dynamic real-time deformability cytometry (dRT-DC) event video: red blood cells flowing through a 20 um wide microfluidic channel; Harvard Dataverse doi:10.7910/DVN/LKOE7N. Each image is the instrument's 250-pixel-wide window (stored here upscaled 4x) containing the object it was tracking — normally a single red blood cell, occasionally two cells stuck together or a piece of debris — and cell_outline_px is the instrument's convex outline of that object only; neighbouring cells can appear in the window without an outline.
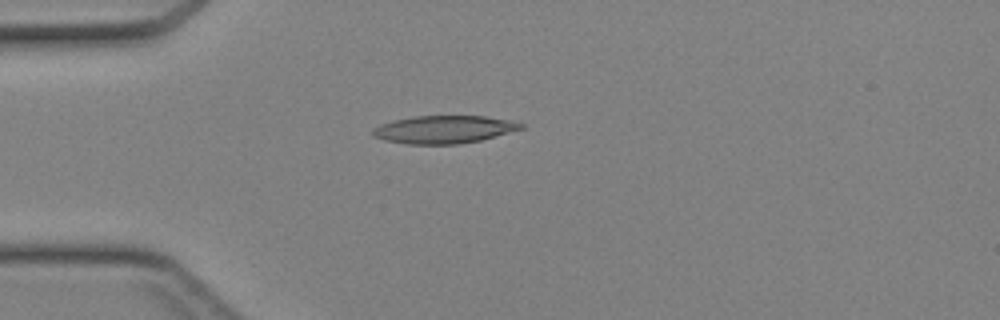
{"species": "Egyptian fruit bat (a non-hibernating species)", "species_latin": "Rousettus aegyptiacus", "temperature_condition": "cold", "stored_images_in_passage": 33, "camera_frame_rate_fps": 3000, "um_per_image_px": 0.085, "animal": {"sex": "female"}, "frame": {"image": 1, "passage_image": 1, "time_ms": 0.0, "image_size_px": [1000, 320], "cell_outline_px": [[524, 128], [480, 140], [456, 144], [408, 144], [384, 140], [372, 136], [372, 128], [380, 124], [392, 120], [416, 116], [484, 116], [512, 120], [524, 124]], "centroid_in_image_um": [37.71, 11.0], "position_along_channel_um": 47.3, "area_um2": 23.99}}
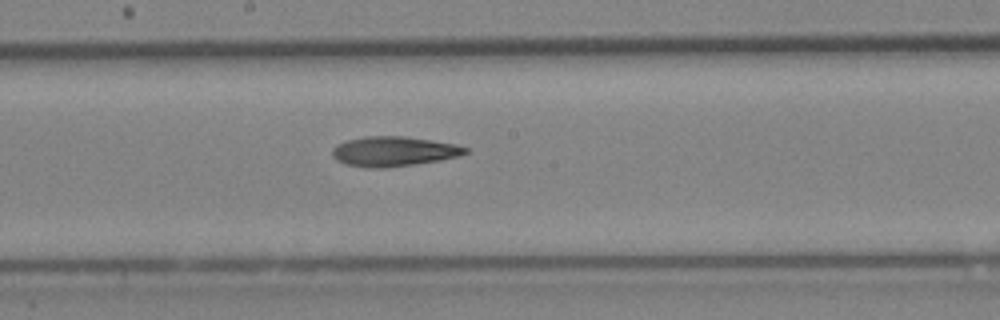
{"frame": {"image": 2, "passage_image": 13, "time_ms": 4.0, "image_size_px": [1000, 320], "cell_outline_px": [[468, 152], [460, 156], [440, 160], [384, 168], [368, 168], [348, 164], [336, 160], [332, 156], [332, 148], [336, 144], [348, 140], [364, 136], [404, 136], [432, 140], [456, 144], [468, 148]], "centroid_in_image_um": [33.46, 12.86], "position_along_channel_um": 214.7, "area_um2": 23.12}}
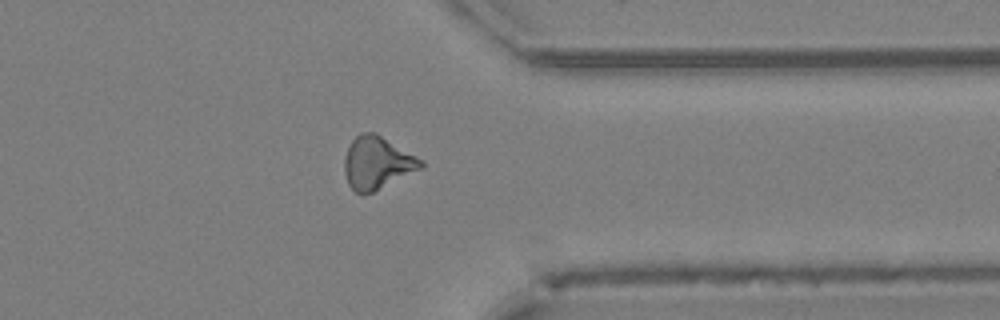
{"frame": {"image": 3, "passage_image": 24, "time_ms": 7.667, "image_size_px": [1000, 320], "cell_outline_px": [[424, 164], [420, 168], [372, 192], [356, 192], [348, 184], [344, 172], [344, 156], [352, 140], [360, 132], [376, 132], [424, 160]], "centroid_in_image_um": [32.04, 13.79], "position_along_channel_um": 379.4, "area_um2": 23.12}}